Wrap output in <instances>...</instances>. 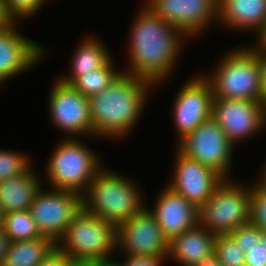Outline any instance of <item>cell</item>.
<instances>
[{"label": "cell", "mask_w": 266, "mask_h": 266, "mask_svg": "<svg viewBox=\"0 0 266 266\" xmlns=\"http://www.w3.org/2000/svg\"><path fill=\"white\" fill-rule=\"evenodd\" d=\"M234 182L224 179L199 208V225L216 236L249 224L250 186Z\"/></svg>", "instance_id": "obj_7"}, {"label": "cell", "mask_w": 266, "mask_h": 266, "mask_svg": "<svg viewBox=\"0 0 266 266\" xmlns=\"http://www.w3.org/2000/svg\"><path fill=\"white\" fill-rule=\"evenodd\" d=\"M258 56L259 68H260V78H261V90L263 98L266 97V50H255L253 47L249 46Z\"/></svg>", "instance_id": "obj_33"}, {"label": "cell", "mask_w": 266, "mask_h": 266, "mask_svg": "<svg viewBox=\"0 0 266 266\" xmlns=\"http://www.w3.org/2000/svg\"><path fill=\"white\" fill-rule=\"evenodd\" d=\"M214 260L223 266H245V254L229 235H217Z\"/></svg>", "instance_id": "obj_25"}, {"label": "cell", "mask_w": 266, "mask_h": 266, "mask_svg": "<svg viewBox=\"0 0 266 266\" xmlns=\"http://www.w3.org/2000/svg\"><path fill=\"white\" fill-rule=\"evenodd\" d=\"M229 235L234 239L244 254H247L250 249L260 243L262 231L249 223L236 228Z\"/></svg>", "instance_id": "obj_29"}, {"label": "cell", "mask_w": 266, "mask_h": 266, "mask_svg": "<svg viewBox=\"0 0 266 266\" xmlns=\"http://www.w3.org/2000/svg\"><path fill=\"white\" fill-rule=\"evenodd\" d=\"M212 118L234 146L265 130L262 101L213 97Z\"/></svg>", "instance_id": "obj_13"}, {"label": "cell", "mask_w": 266, "mask_h": 266, "mask_svg": "<svg viewBox=\"0 0 266 266\" xmlns=\"http://www.w3.org/2000/svg\"><path fill=\"white\" fill-rule=\"evenodd\" d=\"M201 75L185 80L174 97L172 121L177 142L212 117L213 90L210 82Z\"/></svg>", "instance_id": "obj_12"}, {"label": "cell", "mask_w": 266, "mask_h": 266, "mask_svg": "<svg viewBox=\"0 0 266 266\" xmlns=\"http://www.w3.org/2000/svg\"><path fill=\"white\" fill-rule=\"evenodd\" d=\"M56 247L46 236L10 242L0 266H39Z\"/></svg>", "instance_id": "obj_22"}, {"label": "cell", "mask_w": 266, "mask_h": 266, "mask_svg": "<svg viewBox=\"0 0 266 266\" xmlns=\"http://www.w3.org/2000/svg\"><path fill=\"white\" fill-rule=\"evenodd\" d=\"M153 86L157 87L144 78L123 72L106 89L91 96L89 103L94 137L126 138L140 121L149 91L155 89Z\"/></svg>", "instance_id": "obj_2"}, {"label": "cell", "mask_w": 266, "mask_h": 266, "mask_svg": "<svg viewBox=\"0 0 266 266\" xmlns=\"http://www.w3.org/2000/svg\"><path fill=\"white\" fill-rule=\"evenodd\" d=\"M100 266H120L116 260L100 262Z\"/></svg>", "instance_id": "obj_39"}, {"label": "cell", "mask_w": 266, "mask_h": 266, "mask_svg": "<svg viewBox=\"0 0 266 266\" xmlns=\"http://www.w3.org/2000/svg\"><path fill=\"white\" fill-rule=\"evenodd\" d=\"M3 230L10 242L42 237L30 210L5 214Z\"/></svg>", "instance_id": "obj_24"}, {"label": "cell", "mask_w": 266, "mask_h": 266, "mask_svg": "<svg viewBox=\"0 0 266 266\" xmlns=\"http://www.w3.org/2000/svg\"><path fill=\"white\" fill-rule=\"evenodd\" d=\"M231 49L217 61L210 75L203 74L211 84L213 97L263 101L258 56L248 46Z\"/></svg>", "instance_id": "obj_4"}, {"label": "cell", "mask_w": 266, "mask_h": 266, "mask_svg": "<svg viewBox=\"0 0 266 266\" xmlns=\"http://www.w3.org/2000/svg\"><path fill=\"white\" fill-rule=\"evenodd\" d=\"M245 266H266L265 242L260 241L245 254Z\"/></svg>", "instance_id": "obj_30"}, {"label": "cell", "mask_w": 266, "mask_h": 266, "mask_svg": "<svg viewBox=\"0 0 266 266\" xmlns=\"http://www.w3.org/2000/svg\"><path fill=\"white\" fill-rule=\"evenodd\" d=\"M68 260L69 258L56 247L39 266H67Z\"/></svg>", "instance_id": "obj_32"}, {"label": "cell", "mask_w": 266, "mask_h": 266, "mask_svg": "<svg viewBox=\"0 0 266 266\" xmlns=\"http://www.w3.org/2000/svg\"><path fill=\"white\" fill-rule=\"evenodd\" d=\"M256 44L252 46L255 50H266V23L263 29L256 35Z\"/></svg>", "instance_id": "obj_35"}, {"label": "cell", "mask_w": 266, "mask_h": 266, "mask_svg": "<svg viewBox=\"0 0 266 266\" xmlns=\"http://www.w3.org/2000/svg\"><path fill=\"white\" fill-rule=\"evenodd\" d=\"M11 22L12 20L6 14L2 0H0V29L8 26Z\"/></svg>", "instance_id": "obj_37"}, {"label": "cell", "mask_w": 266, "mask_h": 266, "mask_svg": "<svg viewBox=\"0 0 266 266\" xmlns=\"http://www.w3.org/2000/svg\"><path fill=\"white\" fill-rule=\"evenodd\" d=\"M205 266H223V265L217 263L215 260H212L208 262Z\"/></svg>", "instance_id": "obj_42"}, {"label": "cell", "mask_w": 266, "mask_h": 266, "mask_svg": "<svg viewBox=\"0 0 266 266\" xmlns=\"http://www.w3.org/2000/svg\"><path fill=\"white\" fill-rule=\"evenodd\" d=\"M149 210L169 241L199 225V208L167 185Z\"/></svg>", "instance_id": "obj_17"}, {"label": "cell", "mask_w": 266, "mask_h": 266, "mask_svg": "<svg viewBox=\"0 0 266 266\" xmlns=\"http://www.w3.org/2000/svg\"><path fill=\"white\" fill-rule=\"evenodd\" d=\"M56 246L69 259L111 261L117 250V227L82 208Z\"/></svg>", "instance_id": "obj_6"}, {"label": "cell", "mask_w": 266, "mask_h": 266, "mask_svg": "<svg viewBox=\"0 0 266 266\" xmlns=\"http://www.w3.org/2000/svg\"><path fill=\"white\" fill-rule=\"evenodd\" d=\"M261 242H265V250H266V232H262Z\"/></svg>", "instance_id": "obj_43"}, {"label": "cell", "mask_w": 266, "mask_h": 266, "mask_svg": "<svg viewBox=\"0 0 266 266\" xmlns=\"http://www.w3.org/2000/svg\"><path fill=\"white\" fill-rule=\"evenodd\" d=\"M122 73L123 70L120 71L116 70V67L114 68L113 58H111L99 69L79 76L71 85L82 95L90 98L94 94L106 89Z\"/></svg>", "instance_id": "obj_23"}, {"label": "cell", "mask_w": 266, "mask_h": 266, "mask_svg": "<svg viewBox=\"0 0 266 266\" xmlns=\"http://www.w3.org/2000/svg\"><path fill=\"white\" fill-rule=\"evenodd\" d=\"M111 53L102 40L89 35L80 41L70 60L69 71L65 75H58V79L71 85L79 76L104 66L110 59Z\"/></svg>", "instance_id": "obj_21"}, {"label": "cell", "mask_w": 266, "mask_h": 266, "mask_svg": "<svg viewBox=\"0 0 266 266\" xmlns=\"http://www.w3.org/2000/svg\"><path fill=\"white\" fill-rule=\"evenodd\" d=\"M32 167L22 175L0 182V206L4 214L30 209L36 194L43 187L39 173L35 174Z\"/></svg>", "instance_id": "obj_20"}, {"label": "cell", "mask_w": 266, "mask_h": 266, "mask_svg": "<svg viewBox=\"0 0 266 266\" xmlns=\"http://www.w3.org/2000/svg\"><path fill=\"white\" fill-rule=\"evenodd\" d=\"M122 175L104 166L83 194V208L117 228L146 206L135 181Z\"/></svg>", "instance_id": "obj_3"}, {"label": "cell", "mask_w": 266, "mask_h": 266, "mask_svg": "<svg viewBox=\"0 0 266 266\" xmlns=\"http://www.w3.org/2000/svg\"><path fill=\"white\" fill-rule=\"evenodd\" d=\"M9 243V238L5 234L3 228H0V265L2 264L3 258L5 257Z\"/></svg>", "instance_id": "obj_34"}, {"label": "cell", "mask_w": 266, "mask_h": 266, "mask_svg": "<svg viewBox=\"0 0 266 266\" xmlns=\"http://www.w3.org/2000/svg\"><path fill=\"white\" fill-rule=\"evenodd\" d=\"M120 251L126 257H168L169 240L148 206L117 228V252Z\"/></svg>", "instance_id": "obj_11"}, {"label": "cell", "mask_w": 266, "mask_h": 266, "mask_svg": "<svg viewBox=\"0 0 266 266\" xmlns=\"http://www.w3.org/2000/svg\"><path fill=\"white\" fill-rule=\"evenodd\" d=\"M176 148L213 169L224 179L230 178L234 145L212 117L178 141Z\"/></svg>", "instance_id": "obj_8"}, {"label": "cell", "mask_w": 266, "mask_h": 266, "mask_svg": "<svg viewBox=\"0 0 266 266\" xmlns=\"http://www.w3.org/2000/svg\"><path fill=\"white\" fill-rule=\"evenodd\" d=\"M265 167H263V170L261 171V173H260V175H261V177L260 178H258L257 180L261 183V184H263L265 187H266V165H264Z\"/></svg>", "instance_id": "obj_38"}, {"label": "cell", "mask_w": 266, "mask_h": 266, "mask_svg": "<svg viewBox=\"0 0 266 266\" xmlns=\"http://www.w3.org/2000/svg\"><path fill=\"white\" fill-rule=\"evenodd\" d=\"M82 208L83 195L42 187L29 210L42 236L57 242Z\"/></svg>", "instance_id": "obj_10"}, {"label": "cell", "mask_w": 266, "mask_h": 266, "mask_svg": "<svg viewBox=\"0 0 266 266\" xmlns=\"http://www.w3.org/2000/svg\"><path fill=\"white\" fill-rule=\"evenodd\" d=\"M174 174L167 186L200 208L224 178L176 148Z\"/></svg>", "instance_id": "obj_15"}, {"label": "cell", "mask_w": 266, "mask_h": 266, "mask_svg": "<svg viewBox=\"0 0 266 266\" xmlns=\"http://www.w3.org/2000/svg\"><path fill=\"white\" fill-rule=\"evenodd\" d=\"M216 235L197 225L169 241L168 258L178 266H205L214 260Z\"/></svg>", "instance_id": "obj_18"}, {"label": "cell", "mask_w": 266, "mask_h": 266, "mask_svg": "<svg viewBox=\"0 0 266 266\" xmlns=\"http://www.w3.org/2000/svg\"><path fill=\"white\" fill-rule=\"evenodd\" d=\"M4 212L2 210V207L0 206V228H3V222H4Z\"/></svg>", "instance_id": "obj_41"}, {"label": "cell", "mask_w": 266, "mask_h": 266, "mask_svg": "<svg viewBox=\"0 0 266 266\" xmlns=\"http://www.w3.org/2000/svg\"><path fill=\"white\" fill-rule=\"evenodd\" d=\"M262 103H263L264 127L266 130V97L263 99Z\"/></svg>", "instance_id": "obj_40"}, {"label": "cell", "mask_w": 266, "mask_h": 266, "mask_svg": "<svg viewBox=\"0 0 266 266\" xmlns=\"http://www.w3.org/2000/svg\"><path fill=\"white\" fill-rule=\"evenodd\" d=\"M217 23L256 36L266 23V0H218Z\"/></svg>", "instance_id": "obj_19"}, {"label": "cell", "mask_w": 266, "mask_h": 266, "mask_svg": "<svg viewBox=\"0 0 266 266\" xmlns=\"http://www.w3.org/2000/svg\"><path fill=\"white\" fill-rule=\"evenodd\" d=\"M54 81L47 105L54 128L65 134L63 138H94L89 98L58 78Z\"/></svg>", "instance_id": "obj_9"}, {"label": "cell", "mask_w": 266, "mask_h": 266, "mask_svg": "<svg viewBox=\"0 0 266 266\" xmlns=\"http://www.w3.org/2000/svg\"><path fill=\"white\" fill-rule=\"evenodd\" d=\"M144 4L187 39L203 35L211 22H217L218 0H146Z\"/></svg>", "instance_id": "obj_14"}, {"label": "cell", "mask_w": 266, "mask_h": 266, "mask_svg": "<svg viewBox=\"0 0 266 266\" xmlns=\"http://www.w3.org/2000/svg\"><path fill=\"white\" fill-rule=\"evenodd\" d=\"M26 153L0 149V182L24 174L31 166Z\"/></svg>", "instance_id": "obj_26"}, {"label": "cell", "mask_w": 266, "mask_h": 266, "mask_svg": "<svg viewBox=\"0 0 266 266\" xmlns=\"http://www.w3.org/2000/svg\"><path fill=\"white\" fill-rule=\"evenodd\" d=\"M47 0H2L8 17L13 22H19L23 18L33 16L42 9Z\"/></svg>", "instance_id": "obj_28"}, {"label": "cell", "mask_w": 266, "mask_h": 266, "mask_svg": "<svg viewBox=\"0 0 266 266\" xmlns=\"http://www.w3.org/2000/svg\"><path fill=\"white\" fill-rule=\"evenodd\" d=\"M56 145L44 167L49 188L83 195L94 176L104 167L102 159L76 137L64 138Z\"/></svg>", "instance_id": "obj_5"}, {"label": "cell", "mask_w": 266, "mask_h": 266, "mask_svg": "<svg viewBox=\"0 0 266 266\" xmlns=\"http://www.w3.org/2000/svg\"><path fill=\"white\" fill-rule=\"evenodd\" d=\"M17 24L12 21L0 29V87L14 76L34 69L39 61H43L47 50L19 33Z\"/></svg>", "instance_id": "obj_16"}, {"label": "cell", "mask_w": 266, "mask_h": 266, "mask_svg": "<svg viewBox=\"0 0 266 266\" xmlns=\"http://www.w3.org/2000/svg\"><path fill=\"white\" fill-rule=\"evenodd\" d=\"M125 260L123 262L118 260L117 262L120 266H162L165 264L164 260L167 261V258L127 256Z\"/></svg>", "instance_id": "obj_31"}, {"label": "cell", "mask_w": 266, "mask_h": 266, "mask_svg": "<svg viewBox=\"0 0 266 266\" xmlns=\"http://www.w3.org/2000/svg\"><path fill=\"white\" fill-rule=\"evenodd\" d=\"M249 185V223L266 232V187L258 180Z\"/></svg>", "instance_id": "obj_27"}, {"label": "cell", "mask_w": 266, "mask_h": 266, "mask_svg": "<svg viewBox=\"0 0 266 266\" xmlns=\"http://www.w3.org/2000/svg\"><path fill=\"white\" fill-rule=\"evenodd\" d=\"M67 266H100V261L69 259L67 262Z\"/></svg>", "instance_id": "obj_36"}, {"label": "cell", "mask_w": 266, "mask_h": 266, "mask_svg": "<svg viewBox=\"0 0 266 266\" xmlns=\"http://www.w3.org/2000/svg\"><path fill=\"white\" fill-rule=\"evenodd\" d=\"M144 6L134 17L129 31L127 52L130 66L123 72L157 86L174 74L187 37Z\"/></svg>", "instance_id": "obj_1"}]
</instances>
